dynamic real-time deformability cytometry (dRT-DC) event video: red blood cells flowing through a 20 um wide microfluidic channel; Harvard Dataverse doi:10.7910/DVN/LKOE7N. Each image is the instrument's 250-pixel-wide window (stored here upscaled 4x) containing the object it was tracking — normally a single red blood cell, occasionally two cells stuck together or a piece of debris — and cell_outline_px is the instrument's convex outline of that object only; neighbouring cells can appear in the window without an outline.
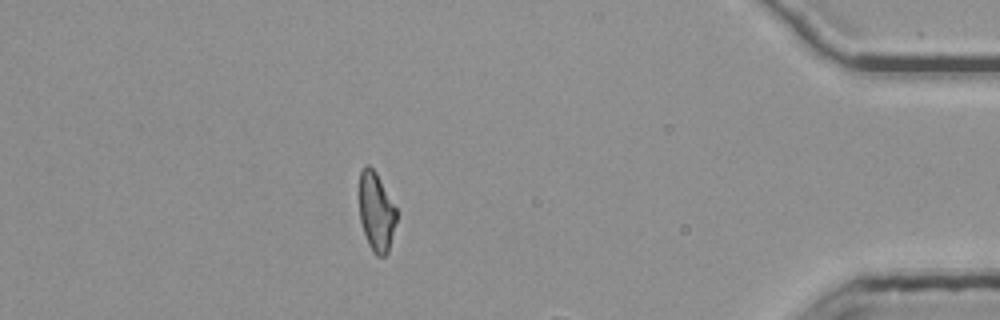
{"species": "common noctule bat (a hibernating species)", "species_latin": "Nyctalus noctula", "temperature_condition": "room temperature", "stored_images_in_passage": 50, "camera_frame_rate_fps": 3000, "um_per_image_px": 0.085, "animal": {"sex": "female", "body_mass_g": 25.1}, "frame": {"image": 1, "passage_image": 44, "time_ms": 14.333, "image_size_px": [1000, 320], "cell_outline_px": [[396, 220], [388, 252], [384, 256], [376, 256], [372, 252], [368, 244], [360, 220], [360, 172], [368, 164], [376, 172], [396, 208]], "centroid_in_image_um": [31.98, 18.03], "position_along_channel_um": 403.2, "area_um2": 16.82}}